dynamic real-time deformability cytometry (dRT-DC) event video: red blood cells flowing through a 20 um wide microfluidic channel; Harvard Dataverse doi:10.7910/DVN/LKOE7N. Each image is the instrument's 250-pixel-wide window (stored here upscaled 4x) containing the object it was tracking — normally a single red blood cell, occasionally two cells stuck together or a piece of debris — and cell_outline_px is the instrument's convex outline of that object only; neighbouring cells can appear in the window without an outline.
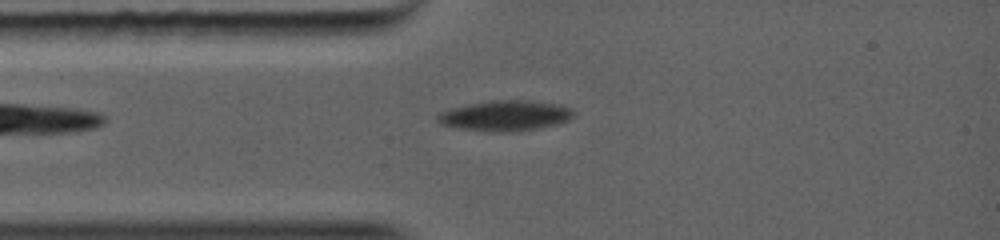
{"species": "common noctule bat (a hibernating species)", "species_latin": "Nyctalus noctula", "temperature_condition": "warm", "stored_images_in_passage": 5, "camera_frame_rate_fps": 5000, "um_per_image_px": 0.085, "animal": {"sex": "female", "body_mass_g": 19.0, "forearm_length_mm": 56.7}, "frame": {"image": 1, "passage_image": 2, "time_ms": 0.2, "image_size_px": [1000, 240], "cell_outline_px": [[568, 112], [560, 120], [528, 128], [480, 128], [448, 124], [444, 120], [444, 116], [452, 108], [484, 100], [536, 100], [564, 104], [568, 108]], "centroid_in_image_um": [43.02, 9.69], "position_along_channel_um": 42.0, "area_um2": 20.63}}
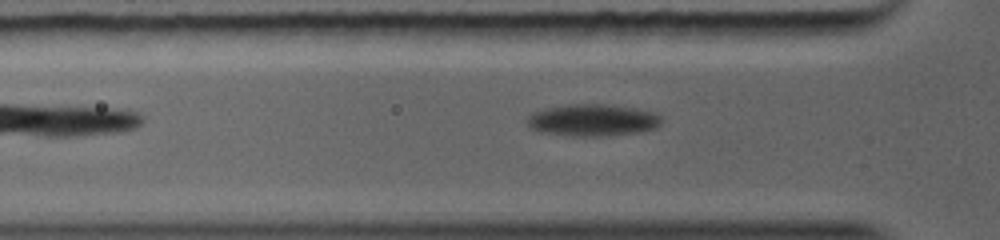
{"frame": {"image": 2, "passage_image": 4, "time_ms": 1.0, "image_size_px": [1000, 240], "cell_outline_px": [[656, 124], [648, 128], [616, 132], [568, 132], [536, 128], [532, 124], [532, 116], [536, 112], [548, 108], [564, 104], [616, 104], [648, 112], [656, 116]], "centroid_in_image_um": [50.38, 10.07], "position_along_channel_um": 75.4, "area_um2": 21.1}}